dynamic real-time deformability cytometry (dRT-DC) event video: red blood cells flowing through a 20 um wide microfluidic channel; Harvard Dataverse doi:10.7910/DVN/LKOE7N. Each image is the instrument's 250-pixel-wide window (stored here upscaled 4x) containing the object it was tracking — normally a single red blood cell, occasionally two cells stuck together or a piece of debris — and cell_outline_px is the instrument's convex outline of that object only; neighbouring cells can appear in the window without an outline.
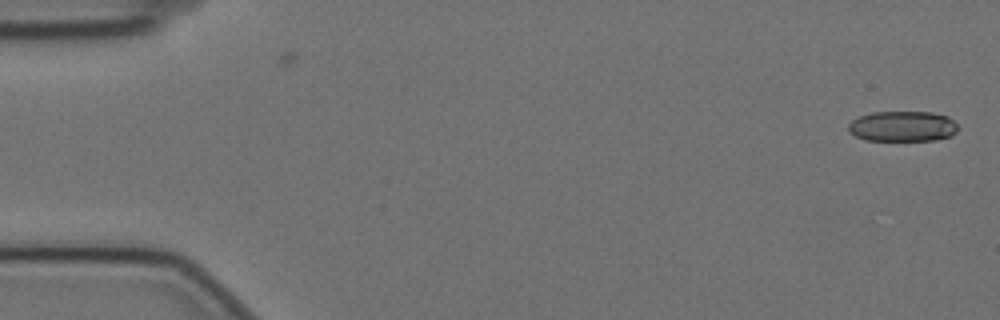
{"species": "Egyptian fruit bat (a non-hibernating species)", "species_latin": "Rousettus aegyptiacus", "temperature_condition": "cold", "stored_images_in_passage": 57, "camera_frame_rate_fps": 3000, "um_per_image_px": 0.085, "animal": {"sex": "female"}, "frame": {"image": 1, "passage_image": 1, "time_ms": 0.0, "image_size_px": [1000, 320], "cell_outline_px": [[960, 128], [952, 136], [936, 140], [868, 140], [856, 136], [848, 132], [848, 124], [852, 120], [860, 116], [872, 112], [932, 112], [948, 116]], "centroid_in_image_um": [76.74, 10.73], "position_along_channel_um": 8.3, "area_um2": 19.54}}
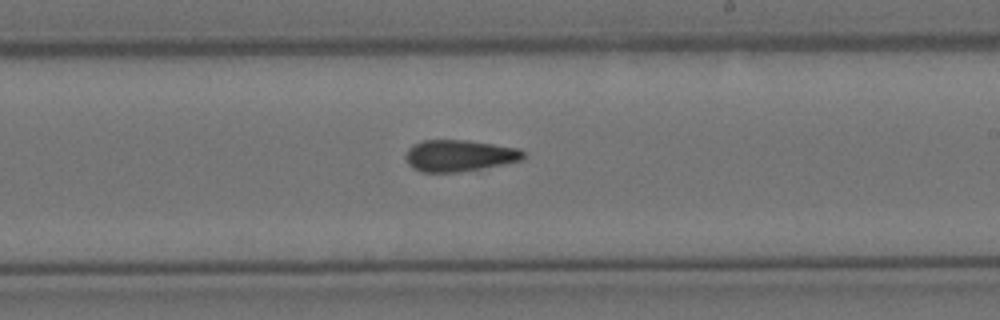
{"frame": {"image": 2, "passage_image": 33, "time_ms": 10.667, "image_size_px": [1000, 320], "cell_outline_px": [[524, 160], [504, 164], [460, 172], [420, 172], [412, 168], [408, 164], [408, 148], [412, 144], [424, 140], [468, 140], [520, 148], [524, 152]], "centroid_in_image_um": [39.07, 13.23], "position_along_channel_um": 249.9, "area_um2": 21.68}}
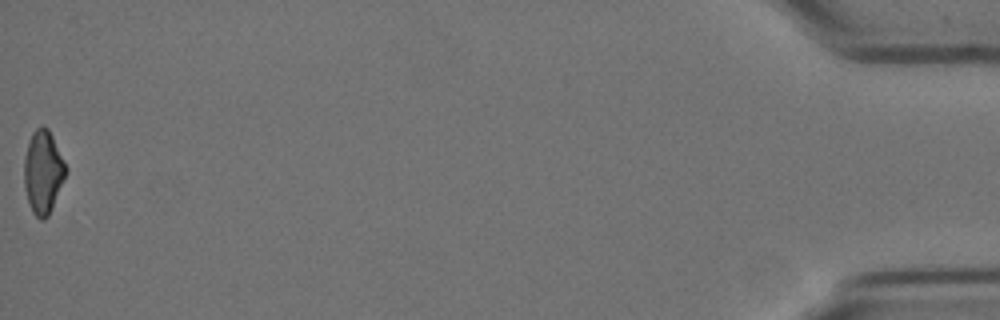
{"frame": {"image": 3, "passage_image": 57, "time_ms": 18.667, "image_size_px": [1000, 320], "cell_outline_px": [[68, 172], [52, 208], [48, 216], [44, 220], [40, 220], [32, 212], [28, 204], [24, 184], [24, 156], [32, 132], [36, 128], [44, 124], [48, 128], [68, 168]], "centroid_in_image_um": [3.67, 14.63], "position_along_channel_um": 431.5, "area_um2": 20.46}, "authors_computed_cell_mechanics": {"area_um2": 21.5016, "velocity_mm_per_s": 3.5203, "shape_relaxation_time_tau1_ms": 4.0627, "shape_relaxation_time_tau2_ms": 5.5796, "deformation_change_tau1": 0.1356, "deformation_change_tau2": 0.1446}}